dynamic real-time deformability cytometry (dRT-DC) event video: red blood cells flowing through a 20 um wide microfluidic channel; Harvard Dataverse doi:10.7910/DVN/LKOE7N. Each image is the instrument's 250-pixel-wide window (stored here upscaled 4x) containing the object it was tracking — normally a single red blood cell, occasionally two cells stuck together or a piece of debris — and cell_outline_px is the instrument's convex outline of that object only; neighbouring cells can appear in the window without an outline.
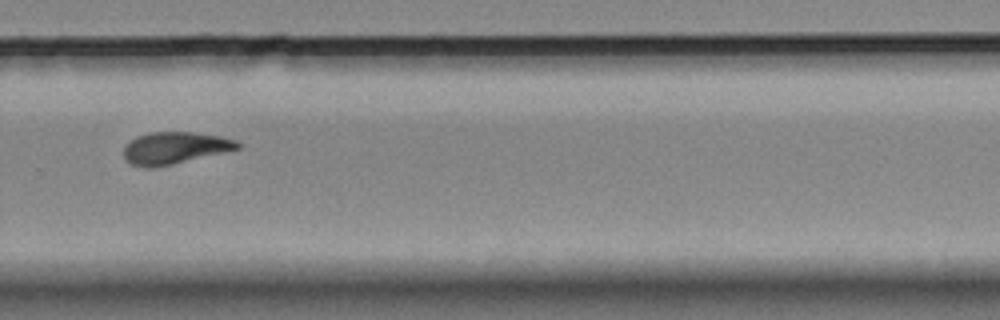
{"species": "Egyptian fruit bat (a non-hibernating species)", "species_latin": "Rousettus aegyptiacus", "temperature_condition": "room temperature", "stored_images_in_passage": 11, "camera_frame_rate_fps": 3000, "um_per_image_px": 0.085, "animal": {"sex": "female"}, "frame": {"image": 1, "passage_image": 8, "time_ms": 8.333, "image_size_px": [1000, 320], "cell_outline_px": [[240, 148], [172, 164], [152, 168], [144, 168], [132, 164], [124, 160], [124, 148], [136, 136], [148, 132], [192, 132], [220, 136], [236, 140], [240, 144]], "centroid_in_image_um": [14.82, 12.57], "position_along_channel_um": 315.0, "area_um2": 21.04}}